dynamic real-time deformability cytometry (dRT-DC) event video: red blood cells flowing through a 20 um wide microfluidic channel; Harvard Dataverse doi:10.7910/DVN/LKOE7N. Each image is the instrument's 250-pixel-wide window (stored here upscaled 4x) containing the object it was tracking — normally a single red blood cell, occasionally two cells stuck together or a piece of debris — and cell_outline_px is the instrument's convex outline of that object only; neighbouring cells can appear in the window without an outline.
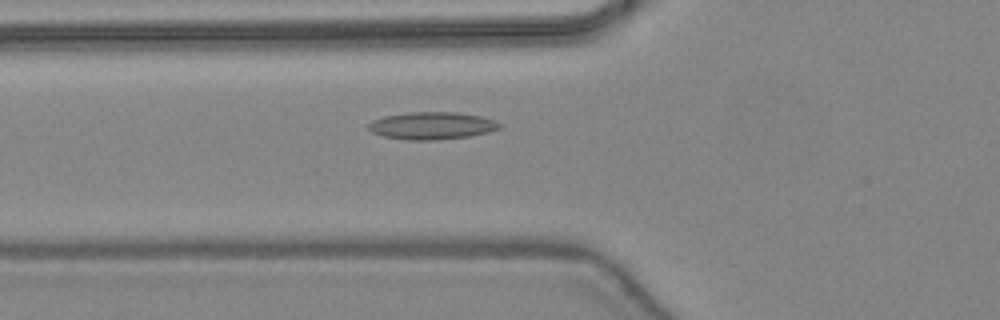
{"species": "common noctule bat (a hibernating species)", "species_latin": "Nyctalus noctula", "temperature_condition": "warm", "stored_images_in_passage": 33, "camera_frame_rate_fps": 3000, "um_per_image_px": 0.085, "animal": {"sex": "female", "body_mass_g": 24.6, "forearm_length_mm": 56.2}, "frame": {"image": 1, "passage_image": 4, "time_ms": 1.0, "image_size_px": [1000, 320], "cell_outline_px": [[500, 128], [488, 132], [472, 136], [436, 140], [408, 140], [380, 136], [372, 132], [368, 128], [368, 124], [372, 120], [384, 116], [408, 112], [456, 112], [480, 116], [492, 120], [500, 124]], "centroid_in_image_um": [36.67, 10.69], "position_along_channel_um": 89.1, "area_um2": 20.98}}
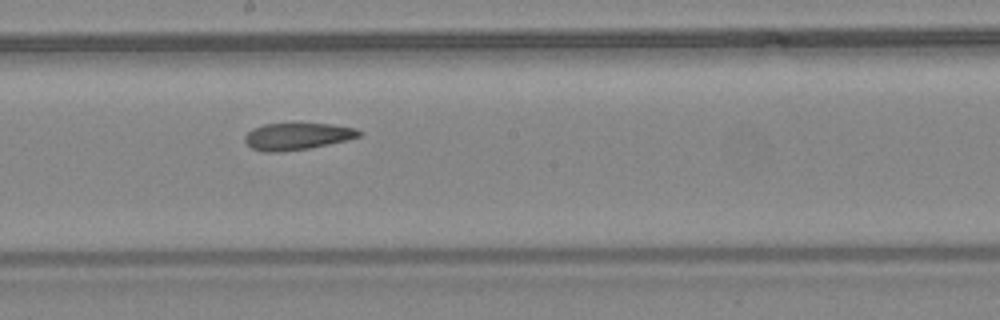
{"frame": {"image": 2, "passage_image": 13, "time_ms": 4.0, "image_size_px": [1000, 320], "cell_outline_px": [[360, 136], [348, 140], [308, 148], [280, 152], [264, 152], [252, 148], [244, 140], [244, 136], [252, 128], [264, 124], [332, 124], [356, 128], [360, 132]], "centroid_in_image_um": [25.24, 11.59], "position_along_channel_um": 223.0, "area_um2": 17.74}}
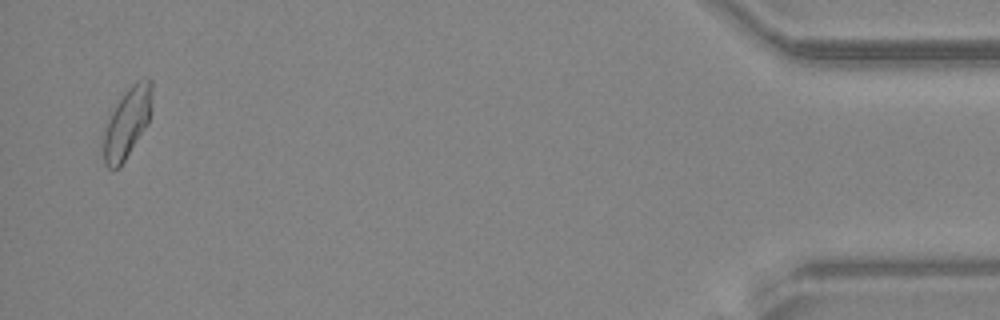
{"frame": {"image": 3, "passage_image": 32, "time_ms": 10.333, "image_size_px": [1000, 320], "cell_outline_px": [[152, 108], [148, 124], [120, 168], [112, 172], [104, 164], [104, 132], [108, 120], [116, 104], [124, 92], [132, 84], [148, 76], [152, 80]], "centroid_in_image_um": [10.83, 10.45], "position_along_channel_um": 424.4, "area_um2": 20.06}, "authors_computed_cell_mechanics": {"area_um2": 18.8428, "velocity_mm_per_s": 4.4332, "shape_relaxation_time_tau1_ms": null, "shape_relaxation_time_tau2_ms": 3.885, "deformation_change_tau1": null, "deformation_change_tau2": 0.1235}}